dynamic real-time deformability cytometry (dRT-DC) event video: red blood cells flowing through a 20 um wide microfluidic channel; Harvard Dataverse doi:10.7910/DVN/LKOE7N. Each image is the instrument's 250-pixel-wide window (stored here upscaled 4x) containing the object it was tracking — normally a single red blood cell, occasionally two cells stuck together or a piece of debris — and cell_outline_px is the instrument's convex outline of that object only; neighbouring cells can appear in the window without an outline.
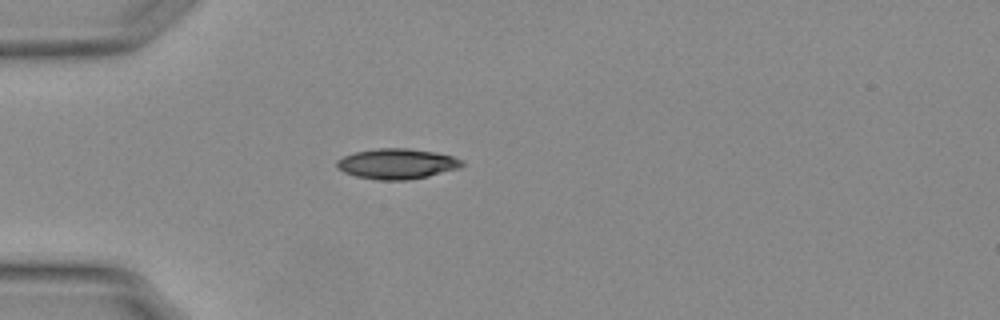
{"species": "Egyptian fruit bat (a non-hibernating species)", "species_latin": "Rousettus aegyptiacus", "temperature_condition": "warm", "stored_images_in_passage": 39, "camera_frame_rate_fps": 3000, "um_per_image_px": 0.085, "animal": {"sex": "female"}, "frame": {"image": 1, "passage_image": 1, "time_ms": 0.0, "image_size_px": [1000, 320], "cell_outline_px": [[464, 164], [460, 168], [428, 176], [408, 180], [380, 180], [356, 176], [344, 172], [336, 168], [336, 160], [344, 156], [356, 152], [380, 148], [408, 148], [432, 152], [452, 156], [464, 160]], "centroid_in_image_um": [33.74, 13.93], "position_along_channel_um": 51.3, "area_um2": 22.08}}
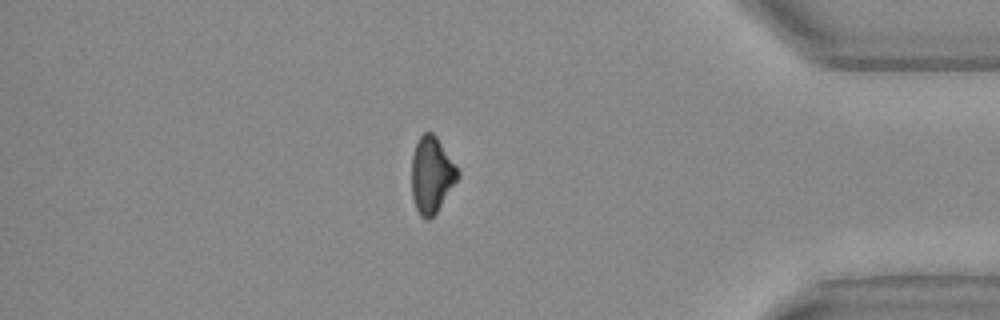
{"frame": {"image": 2, "passage_image": 32, "time_ms": 10.333, "image_size_px": [1000, 320], "cell_outline_px": [[460, 176], [436, 212], [428, 220], [420, 216], [416, 208], [412, 196], [412, 156], [416, 144], [420, 136], [424, 132], [432, 132], [436, 136], [460, 172]], "centroid_in_image_um": [36.68, 14.86], "position_along_channel_um": 398.5, "area_um2": 20.23}}
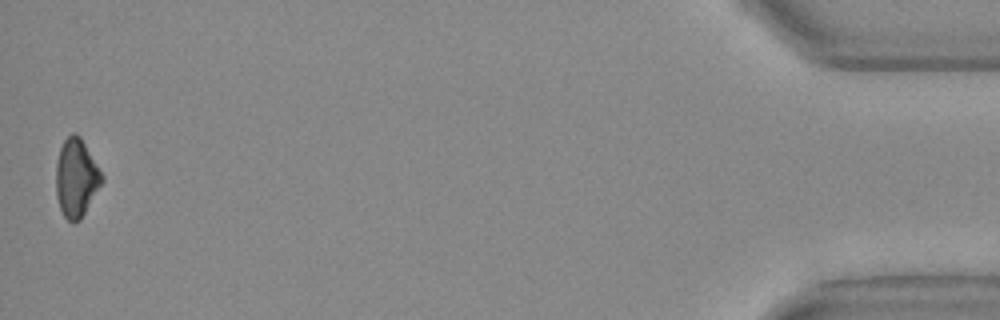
{"frame": {"image": 3, "passage_image": 39, "time_ms": 12.667, "image_size_px": [1000, 320], "cell_outline_px": [[104, 180], [80, 220], [68, 220], [64, 216], [60, 208], [56, 196], [56, 164], [60, 148], [64, 140], [72, 132], [76, 132], [80, 136], [104, 176]], "centroid_in_image_um": [6.48, 15.09], "position_along_channel_um": 428.7, "area_um2": 20.75}, "authors_computed_cell_mechanics": {"area_um2": 21.2704, "velocity_mm_per_s": 3.8065, "shape_relaxation_time_tau1_ms": 5.5905, "shape_relaxation_time_tau2_ms": 9.6687, "deformation_change_tau1": 0.1613, "deformation_change_tau2": 0.1558}}